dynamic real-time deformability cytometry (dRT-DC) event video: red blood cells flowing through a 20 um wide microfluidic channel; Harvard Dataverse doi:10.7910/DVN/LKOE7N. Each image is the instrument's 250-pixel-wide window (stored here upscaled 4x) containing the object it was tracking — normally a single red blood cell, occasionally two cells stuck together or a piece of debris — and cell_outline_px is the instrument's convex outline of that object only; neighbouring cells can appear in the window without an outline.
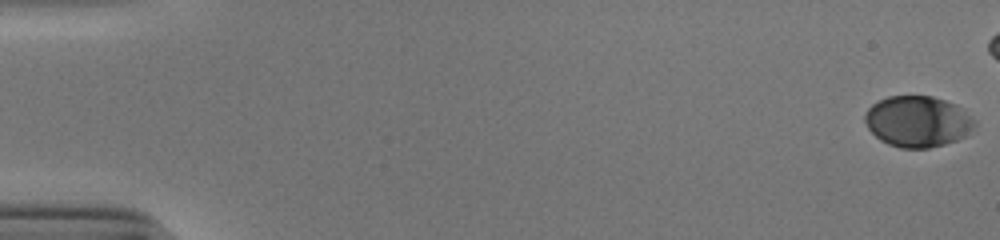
{"species": "human", "species_latin": "Homo sapiens", "temperature_condition": "cold", "stored_images_in_passage": 5, "camera_frame_rate_fps": 3000, "um_per_image_px": 0.085, "donor": {"sex": "male"}, "frame": {"image": 1, "passage_image": 1, "time_ms": 0.0, "image_size_px": [1000, 240], "cell_outline_px": [[976, 124], [968, 136], [944, 144], [928, 148], [900, 148], [888, 144], [880, 140], [868, 128], [864, 120], [864, 116], [868, 108], [872, 104], [888, 96], [932, 96], [956, 104], [976, 120]], "centroid_in_image_um": [78.02, 10.33], "position_along_channel_um": 7.0, "area_um2": 32.77}}